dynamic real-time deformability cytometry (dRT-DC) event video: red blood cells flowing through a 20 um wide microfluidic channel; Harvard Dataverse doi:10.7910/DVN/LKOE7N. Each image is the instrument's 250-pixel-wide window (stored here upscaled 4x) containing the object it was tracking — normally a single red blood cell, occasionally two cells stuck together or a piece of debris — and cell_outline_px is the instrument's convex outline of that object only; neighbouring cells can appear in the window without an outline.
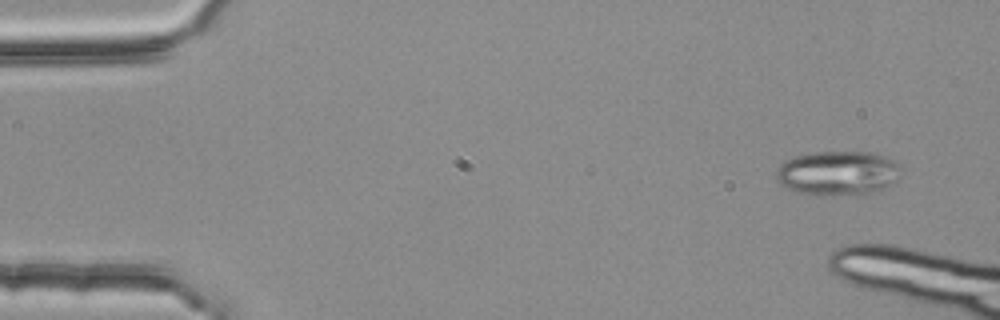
{"species": "common noctule bat (a hibernating species)", "species_latin": "Nyctalus noctula", "temperature_condition": "room temperature", "stored_images_in_passage": 10, "camera_frame_rate_fps": 3000, "um_per_image_px": 0.085, "animal": {"sex": "female", "body_mass_g": 25.1}, "frame": {"image": 1, "passage_image": 1, "time_ms": 0.0, "image_size_px": [1000, 320], "cell_outline_px": [[900, 168], [896, 180], [872, 192], [796, 192], [780, 184], [776, 180], [776, 168], [784, 160], [796, 156], [812, 152], [872, 152], [884, 156], [900, 164]], "centroid_in_image_um": [71.16, 14.64], "position_along_channel_um": 13.8, "area_um2": 30.98}}